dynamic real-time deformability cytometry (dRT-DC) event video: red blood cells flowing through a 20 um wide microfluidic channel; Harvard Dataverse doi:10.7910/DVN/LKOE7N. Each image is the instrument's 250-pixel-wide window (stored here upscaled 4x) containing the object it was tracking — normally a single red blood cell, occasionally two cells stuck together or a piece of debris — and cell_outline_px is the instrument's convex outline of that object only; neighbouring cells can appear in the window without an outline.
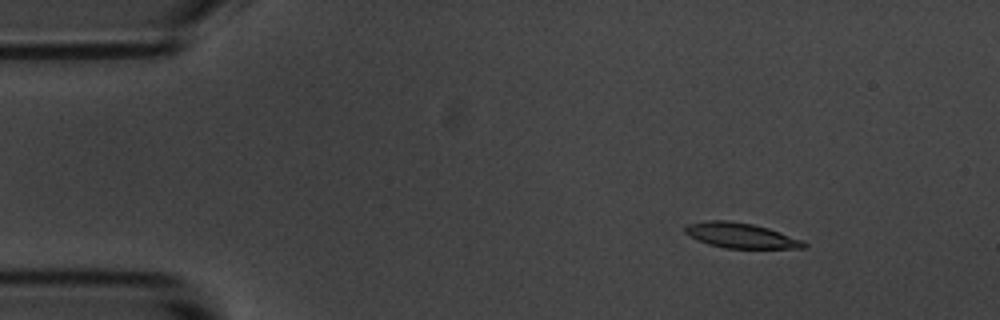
{"species": "common noctule bat (a hibernating species)", "species_latin": "Nyctalus noctula", "temperature_condition": "room temperature", "stored_images_in_passage": 6, "camera_frame_rate_fps": 3000, "um_per_image_px": 0.085, "animal": {"sex": "male", "body_mass_g": 20.1, "forearm_length_mm": 53.5}, "frame": {"image": 1, "passage_image": 2, "time_ms": 1.333, "image_size_px": [1000, 320], "cell_outline_px": [[808, 244], [804, 248], [724, 248], [708, 244], [684, 232], [684, 224], [708, 220], [728, 220], [752, 224], [768, 228], [780, 232], [800, 240]], "centroid_in_image_um": [62.93, 20.0], "position_along_channel_um": 22.1, "area_um2": 17.22}}
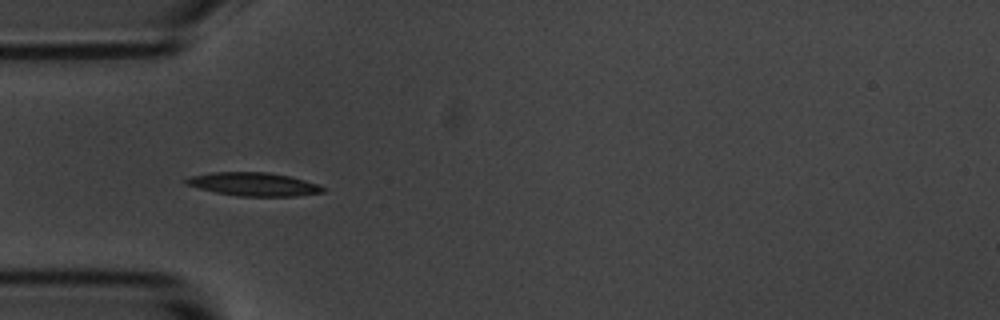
{"frame": {"image": 2, "passage_image": 5, "time_ms": 4.667, "image_size_px": [1000, 320], "cell_outline_px": [[324, 192], [296, 196], [240, 196], [216, 192], [184, 184], [184, 180], [188, 176], [212, 172], [268, 172], [288, 176], [304, 180], [316, 184], [324, 188]], "centroid_in_image_um": [21.51, 15.65], "position_along_channel_um": 63.5, "area_um2": 18.5}}